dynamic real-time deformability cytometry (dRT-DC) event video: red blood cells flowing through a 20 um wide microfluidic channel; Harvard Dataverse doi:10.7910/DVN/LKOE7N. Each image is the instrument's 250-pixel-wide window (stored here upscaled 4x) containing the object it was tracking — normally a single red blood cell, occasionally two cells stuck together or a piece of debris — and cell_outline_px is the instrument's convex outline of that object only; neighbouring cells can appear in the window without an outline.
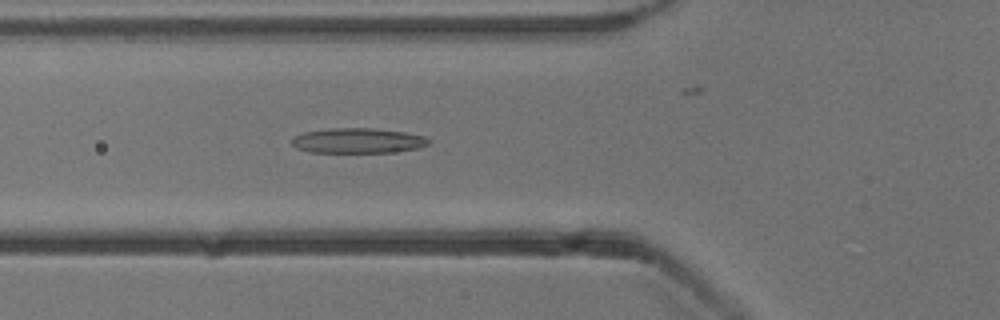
{"species": "common noctule bat (a hibernating species)", "species_latin": "Nyctalus noctula", "temperature_condition": "cold", "stored_images_in_passage": 53, "camera_frame_rate_fps": 3000, "um_per_image_px": 0.085, "animal": {"sex": "male", "body_mass_g": 13.3}, "frame": {"image": 1, "passage_image": 19, "time_ms": 6.0, "image_size_px": [1000, 320], "cell_outline_px": [[432, 140], [428, 144], [420, 148], [392, 152], [308, 152], [296, 148], [292, 144], [292, 140], [296, 136], [304, 132], [328, 128], [372, 128], [404, 132], [424, 136]], "centroid_in_image_um": [30.44, 11.95], "position_along_channel_um": 95.4, "area_um2": 20.0}}
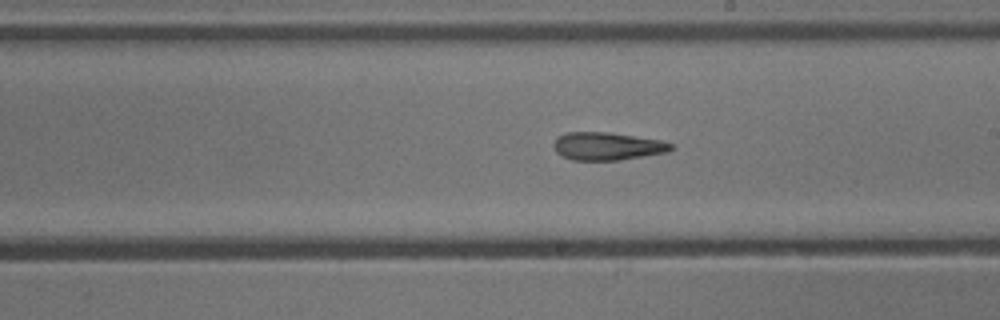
{"frame": {"image": 2, "passage_image": 30, "time_ms": 9.667, "image_size_px": [1000, 320], "cell_outline_px": [[672, 148], [668, 152], [620, 160], [572, 160], [560, 156], [556, 152], [552, 144], [556, 136], [568, 132], [608, 132], [660, 140], [672, 144]], "centroid_in_image_um": [51.55, 12.43], "position_along_channel_um": 237.4, "area_um2": 19.13}}
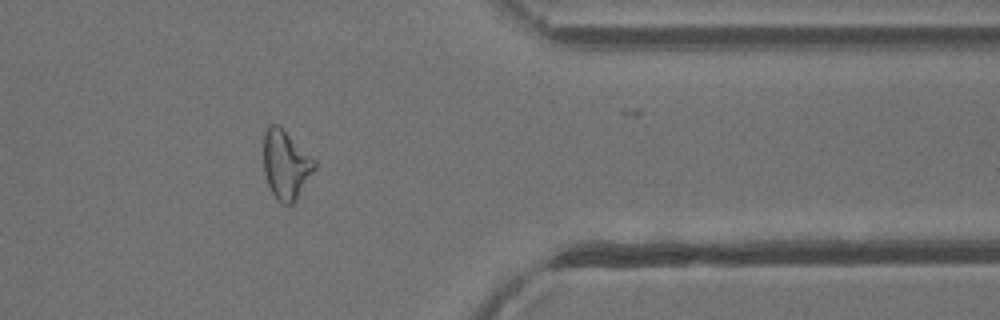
{"frame": {"image": 3, "passage_image": 43, "time_ms": 14.0, "image_size_px": [1000, 320], "cell_outline_px": [[316, 168], [292, 204], [284, 204], [276, 200], [268, 184], [264, 172], [264, 128], [268, 124], [276, 124], [316, 160]], "centroid_in_image_um": [24.28, 13.99], "position_along_channel_um": 387.1, "area_um2": 20.11}, "authors_computed_cell_mechanics": {"area_um2": 20.7502, "velocity_mm_per_s": 3.8511, "shape_relaxation_time_tau1_ms": null, "shape_relaxation_time_tau2_ms": 4.1429, "deformation_change_tau1": null, "deformation_change_tau2": 0.1484}}